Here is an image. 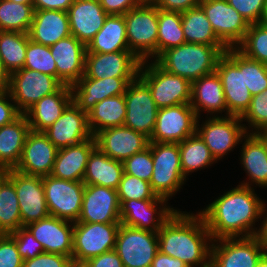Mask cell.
Segmentation results:
<instances>
[{
	"instance_id": "cell-44",
	"label": "cell",
	"mask_w": 267,
	"mask_h": 267,
	"mask_svg": "<svg viewBox=\"0 0 267 267\" xmlns=\"http://www.w3.org/2000/svg\"><path fill=\"white\" fill-rule=\"evenodd\" d=\"M236 48L246 57L267 65V25L249 24L243 41Z\"/></svg>"
},
{
	"instance_id": "cell-55",
	"label": "cell",
	"mask_w": 267,
	"mask_h": 267,
	"mask_svg": "<svg viewBox=\"0 0 267 267\" xmlns=\"http://www.w3.org/2000/svg\"><path fill=\"white\" fill-rule=\"evenodd\" d=\"M84 264L87 267H124L115 250L90 258Z\"/></svg>"
},
{
	"instance_id": "cell-11",
	"label": "cell",
	"mask_w": 267,
	"mask_h": 267,
	"mask_svg": "<svg viewBox=\"0 0 267 267\" xmlns=\"http://www.w3.org/2000/svg\"><path fill=\"white\" fill-rule=\"evenodd\" d=\"M63 85L56 77L22 68L11 74L9 93L17 109L24 114L37 101L57 92Z\"/></svg>"
},
{
	"instance_id": "cell-56",
	"label": "cell",
	"mask_w": 267,
	"mask_h": 267,
	"mask_svg": "<svg viewBox=\"0 0 267 267\" xmlns=\"http://www.w3.org/2000/svg\"><path fill=\"white\" fill-rule=\"evenodd\" d=\"M200 0H158L155 5L166 11L184 12L199 6Z\"/></svg>"
},
{
	"instance_id": "cell-26",
	"label": "cell",
	"mask_w": 267,
	"mask_h": 267,
	"mask_svg": "<svg viewBox=\"0 0 267 267\" xmlns=\"http://www.w3.org/2000/svg\"><path fill=\"white\" fill-rule=\"evenodd\" d=\"M57 68V78L72 86L85 73L87 47L73 35L59 40L49 47Z\"/></svg>"
},
{
	"instance_id": "cell-66",
	"label": "cell",
	"mask_w": 267,
	"mask_h": 267,
	"mask_svg": "<svg viewBox=\"0 0 267 267\" xmlns=\"http://www.w3.org/2000/svg\"><path fill=\"white\" fill-rule=\"evenodd\" d=\"M68 267H78V263L72 262Z\"/></svg>"
},
{
	"instance_id": "cell-68",
	"label": "cell",
	"mask_w": 267,
	"mask_h": 267,
	"mask_svg": "<svg viewBox=\"0 0 267 267\" xmlns=\"http://www.w3.org/2000/svg\"><path fill=\"white\" fill-rule=\"evenodd\" d=\"M204 267H214L210 262Z\"/></svg>"
},
{
	"instance_id": "cell-31",
	"label": "cell",
	"mask_w": 267,
	"mask_h": 267,
	"mask_svg": "<svg viewBox=\"0 0 267 267\" xmlns=\"http://www.w3.org/2000/svg\"><path fill=\"white\" fill-rule=\"evenodd\" d=\"M96 147V139L92 136L82 143L59 149L51 175L64 180L83 181L89 156Z\"/></svg>"
},
{
	"instance_id": "cell-50",
	"label": "cell",
	"mask_w": 267,
	"mask_h": 267,
	"mask_svg": "<svg viewBox=\"0 0 267 267\" xmlns=\"http://www.w3.org/2000/svg\"><path fill=\"white\" fill-rule=\"evenodd\" d=\"M248 24L261 23L266 0H227Z\"/></svg>"
},
{
	"instance_id": "cell-67",
	"label": "cell",
	"mask_w": 267,
	"mask_h": 267,
	"mask_svg": "<svg viewBox=\"0 0 267 267\" xmlns=\"http://www.w3.org/2000/svg\"><path fill=\"white\" fill-rule=\"evenodd\" d=\"M78 267H87L84 263H78Z\"/></svg>"
},
{
	"instance_id": "cell-54",
	"label": "cell",
	"mask_w": 267,
	"mask_h": 267,
	"mask_svg": "<svg viewBox=\"0 0 267 267\" xmlns=\"http://www.w3.org/2000/svg\"><path fill=\"white\" fill-rule=\"evenodd\" d=\"M108 15H124L130 9L142 5L141 0H99Z\"/></svg>"
},
{
	"instance_id": "cell-48",
	"label": "cell",
	"mask_w": 267,
	"mask_h": 267,
	"mask_svg": "<svg viewBox=\"0 0 267 267\" xmlns=\"http://www.w3.org/2000/svg\"><path fill=\"white\" fill-rule=\"evenodd\" d=\"M124 173L150 182L153 172V159L151 148L148 146L143 151L134 154L123 162Z\"/></svg>"
},
{
	"instance_id": "cell-64",
	"label": "cell",
	"mask_w": 267,
	"mask_h": 267,
	"mask_svg": "<svg viewBox=\"0 0 267 267\" xmlns=\"http://www.w3.org/2000/svg\"><path fill=\"white\" fill-rule=\"evenodd\" d=\"M7 176V170L0 168V182Z\"/></svg>"
},
{
	"instance_id": "cell-42",
	"label": "cell",
	"mask_w": 267,
	"mask_h": 267,
	"mask_svg": "<svg viewBox=\"0 0 267 267\" xmlns=\"http://www.w3.org/2000/svg\"><path fill=\"white\" fill-rule=\"evenodd\" d=\"M225 54L243 70L245 86L252 96L267 89V65L252 60L241 53L237 48H228Z\"/></svg>"
},
{
	"instance_id": "cell-8",
	"label": "cell",
	"mask_w": 267,
	"mask_h": 267,
	"mask_svg": "<svg viewBox=\"0 0 267 267\" xmlns=\"http://www.w3.org/2000/svg\"><path fill=\"white\" fill-rule=\"evenodd\" d=\"M120 224L74 222L72 262L84 263L115 250Z\"/></svg>"
},
{
	"instance_id": "cell-46",
	"label": "cell",
	"mask_w": 267,
	"mask_h": 267,
	"mask_svg": "<svg viewBox=\"0 0 267 267\" xmlns=\"http://www.w3.org/2000/svg\"><path fill=\"white\" fill-rule=\"evenodd\" d=\"M241 121L248 122V126L245 124L247 133L263 134L267 130V89L252 96L250 106ZM247 128L252 129L249 131Z\"/></svg>"
},
{
	"instance_id": "cell-5",
	"label": "cell",
	"mask_w": 267,
	"mask_h": 267,
	"mask_svg": "<svg viewBox=\"0 0 267 267\" xmlns=\"http://www.w3.org/2000/svg\"><path fill=\"white\" fill-rule=\"evenodd\" d=\"M129 51L140 61L157 58L158 7L142 4L124 14Z\"/></svg>"
},
{
	"instance_id": "cell-18",
	"label": "cell",
	"mask_w": 267,
	"mask_h": 267,
	"mask_svg": "<svg viewBox=\"0 0 267 267\" xmlns=\"http://www.w3.org/2000/svg\"><path fill=\"white\" fill-rule=\"evenodd\" d=\"M77 222L120 223L117 190L85 184L81 214Z\"/></svg>"
},
{
	"instance_id": "cell-63",
	"label": "cell",
	"mask_w": 267,
	"mask_h": 267,
	"mask_svg": "<svg viewBox=\"0 0 267 267\" xmlns=\"http://www.w3.org/2000/svg\"><path fill=\"white\" fill-rule=\"evenodd\" d=\"M15 3L30 4L33 6V0H8Z\"/></svg>"
},
{
	"instance_id": "cell-62",
	"label": "cell",
	"mask_w": 267,
	"mask_h": 267,
	"mask_svg": "<svg viewBox=\"0 0 267 267\" xmlns=\"http://www.w3.org/2000/svg\"><path fill=\"white\" fill-rule=\"evenodd\" d=\"M261 23L267 25V0H266V3H265V10H264V13H263V16H262V19H261Z\"/></svg>"
},
{
	"instance_id": "cell-40",
	"label": "cell",
	"mask_w": 267,
	"mask_h": 267,
	"mask_svg": "<svg viewBox=\"0 0 267 267\" xmlns=\"http://www.w3.org/2000/svg\"><path fill=\"white\" fill-rule=\"evenodd\" d=\"M27 43V33L0 31V58L10 74L24 67Z\"/></svg>"
},
{
	"instance_id": "cell-22",
	"label": "cell",
	"mask_w": 267,
	"mask_h": 267,
	"mask_svg": "<svg viewBox=\"0 0 267 267\" xmlns=\"http://www.w3.org/2000/svg\"><path fill=\"white\" fill-rule=\"evenodd\" d=\"M43 133L58 150L82 143L92 137L88 127L87 113L74 102Z\"/></svg>"
},
{
	"instance_id": "cell-59",
	"label": "cell",
	"mask_w": 267,
	"mask_h": 267,
	"mask_svg": "<svg viewBox=\"0 0 267 267\" xmlns=\"http://www.w3.org/2000/svg\"><path fill=\"white\" fill-rule=\"evenodd\" d=\"M262 226L259 227L256 237L258 238L260 245L262 246L265 254H267V205H264L261 217H263Z\"/></svg>"
},
{
	"instance_id": "cell-15",
	"label": "cell",
	"mask_w": 267,
	"mask_h": 267,
	"mask_svg": "<svg viewBox=\"0 0 267 267\" xmlns=\"http://www.w3.org/2000/svg\"><path fill=\"white\" fill-rule=\"evenodd\" d=\"M7 177L14 183L22 227L50 216L41 176L26 175L11 169L7 170Z\"/></svg>"
},
{
	"instance_id": "cell-45",
	"label": "cell",
	"mask_w": 267,
	"mask_h": 267,
	"mask_svg": "<svg viewBox=\"0 0 267 267\" xmlns=\"http://www.w3.org/2000/svg\"><path fill=\"white\" fill-rule=\"evenodd\" d=\"M23 68L57 78V68L49 46L33 42L29 35Z\"/></svg>"
},
{
	"instance_id": "cell-60",
	"label": "cell",
	"mask_w": 267,
	"mask_h": 267,
	"mask_svg": "<svg viewBox=\"0 0 267 267\" xmlns=\"http://www.w3.org/2000/svg\"><path fill=\"white\" fill-rule=\"evenodd\" d=\"M11 74L5 68L0 58V93L7 92L10 89Z\"/></svg>"
},
{
	"instance_id": "cell-24",
	"label": "cell",
	"mask_w": 267,
	"mask_h": 267,
	"mask_svg": "<svg viewBox=\"0 0 267 267\" xmlns=\"http://www.w3.org/2000/svg\"><path fill=\"white\" fill-rule=\"evenodd\" d=\"M135 78H88L85 74L71 86L73 102L88 113L97 102L122 95Z\"/></svg>"
},
{
	"instance_id": "cell-27",
	"label": "cell",
	"mask_w": 267,
	"mask_h": 267,
	"mask_svg": "<svg viewBox=\"0 0 267 267\" xmlns=\"http://www.w3.org/2000/svg\"><path fill=\"white\" fill-rule=\"evenodd\" d=\"M67 13L71 35L86 46L108 17L99 0H74Z\"/></svg>"
},
{
	"instance_id": "cell-58",
	"label": "cell",
	"mask_w": 267,
	"mask_h": 267,
	"mask_svg": "<svg viewBox=\"0 0 267 267\" xmlns=\"http://www.w3.org/2000/svg\"><path fill=\"white\" fill-rule=\"evenodd\" d=\"M151 267H189L186 263L178 258L170 257L161 251H158Z\"/></svg>"
},
{
	"instance_id": "cell-35",
	"label": "cell",
	"mask_w": 267,
	"mask_h": 267,
	"mask_svg": "<svg viewBox=\"0 0 267 267\" xmlns=\"http://www.w3.org/2000/svg\"><path fill=\"white\" fill-rule=\"evenodd\" d=\"M86 47V53L129 51L124 15H108L102 28Z\"/></svg>"
},
{
	"instance_id": "cell-47",
	"label": "cell",
	"mask_w": 267,
	"mask_h": 267,
	"mask_svg": "<svg viewBox=\"0 0 267 267\" xmlns=\"http://www.w3.org/2000/svg\"><path fill=\"white\" fill-rule=\"evenodd\" d=\"M119 202L125 200L159 199L152 190L150 182L138 177L123 173L117 189Z\"/></svg>"
},
{
	"instance_id": "cell-43",
	"label": "cell",
	"mask_w": 267,
	"mask_h": 267,
	"mask_svg": "<svg viewBox=\"0 0 267 267\" xmlns=\"http://www.w3.org/2000/svg\"><path fill=\"white\" fill-rule=\"evenodd\" d=\"M34 8L30 4L0 0V31L27 33L33 21Z\"/></svg>"
},
{
	"instance_id": "cell-28",
	"label": "cell",
	"mask_w": 267,
	"mask_h": 267,
	"mask_svg": "<svg viewBox=\"0 0 267 267\" xmlns=\"http://www.w3.org/2000/svg\"><path fill=\"white\" fill-rule=\"evenodd\" d=\"M190 105L198 118L203 111L210 117L213 114L214 117L216 114L218 116V113L222 115L223 112L226 114L224 116H229L222 82L216 71L192 82Z\"/></svg>"
},
{
	"instance_id": "cell-16",
	"label": "cell",
	"mask_w": 267,
	"mask_h": 267,
	"mask_svg": "<svg viewBox=\"0 0 267 267\" xmlns=\"http://www.w3.org/2000/svg\"><path fill=\"white\" fill-rule=\"evenodd\" d=\"M199 5L216 36L228 48H236L243 41L249 24L227 0H200Z\"/></svg>"
},
{
	"instance_id": "cell-61",
	"label": "cell",
	"mask_w": 267,
	"mask_h": 267,
	"mask_svg": "<svg viewBox=\"0 0 267 267\" xmlns=\"http://www.w3.org/2000/svg\"><path fill=\"white\" fill-rule=\"evenodd\" d=\"M256 267H267V254H264Z\"/></svg>"
},
{
	"instance_id": "cell-7",
	"label": "cell",
	"mask_w": 267,
	"mask_h": 267,
	"mask_svg": "<svg viewBox=\"0 0 267 267\" xmlns=\"http://www.w3.org/2000/svg\"><path fill=\"white\" fill-rule=\"evenodd\" d=\"M199 120L197 118L196 133L207 145L216 161L233 151L232 149L241 144L248 134L241 117L219 115L208 118L207 116L201 127Z\"/></svg>"
},
{
	"instance_id": "cell-10",
	"label": "cell",
	"mask_w": 267,
	"mask_h": 267,
	"mask_svg": "<svg viewBox=\"0 0 267 267\" xmlns=\"http://www.w3.org/2000/svg\"><path fill=\"white\" fill-rule=\"evenodd\" d=\"M115 251L124 267H151L159 251L158 234L120 224Z\"/></svg>"
},
{
	"instance_id": "cell-49",
	"label": "cell",
	"mask_w": 267,
	"mask_h": 267,
	"mask_svg": "<svg viewBox=\"0 0 267 267\" xmlns=\"http://www.w3.org/2000/svg\"><path fill=\"white\" fill-rule=\"evenodd\" d=\"M9 235L15 240L18 252L23 260L33 259L44 252L42 244L34 238L26 227H21Z\"/></svg>"
},
{
	"instance_id": "cell-29",
	"label": "cell",
	"mask_w": 267,
	"mask_h": 267,
	"mask_svg": "<svg viewBox=\"0 0 267 267\" xmlns=\"http://www.w3.org/2000/svg\"><path fill=\"white\" fill-rule=\"evenodd\" d=\"M243 141L240 163L249 180L241 185L251 187L254 183L267 188V137L261 133H248Z\"/></svg>"
},
{
	"instance_id": "cell-3",
	"label": "cell",
	"mask_w": 267,
	"mask_h": 267,
	"mask_svg": "<svg viewBox=\"0 0 267 267\" xmlns=\"http://www.w3.org/2000/svg\"><path fill=\"white\" fill-rule=\"evenodd\" d=\"M227 49L226 45L183 43L162 52L154 61L167 72L192 83L215 72L218 59Z\"/></svg>"
},
{
	"instance_id": "cell-23",
	"label": "cell",
	"mask_w": 267,
	"mask_h": 267,
	"mask_svg": "<svg viewBox=\"0 0 267 267\" xmlns=\"http://www.w3.org/2000/svg\"><path fill=\"white\" fill-rule=\"evenodd\" d=\"M25 227L42 244L44 252L72 259L74 222L48 216Z\"/></svg>"
},
{
	"instance_id": "cell-52",
	"label": "cell",
	"mask_w": 267,
	"mask_h": 267,
	"mask_svg": "<svg viewBox=\"0 0 267 267\" xmlns=\"http://www.w3.org/2000/svg\"><path fill=\"white\" fill-rule=\"evenodd\" d=\"M72 259L66 255L43 252L33 259L23 260V267H68Z\"/></svg>"
},
{
	"instance_id": "cell-38",
	"label": "cell",
	"mask_w": 267,
	"mask_h": 267,
	"mask_svg": "<svg viewBox=\"0 0 267 267\" xmlns=\"http://www.w3.org/2000/svg\"><path fill=\"white\" fill-rule=\"evenodd\" d=\"M179 150L182 173L185 179L189 173L196 172L217 162L197 133L180 142Z\"/></svg>"
},
{
	"instance_id": "cell-36",
	"label": "cell",
	"mask_w": 267,
	"mask_h": 267,
	"mask_svg": "<svg viewBox=\"0 0 267 267\" xmlns=\"http://www.w3.org/2000/svg\"><path fill=\"white\" fill-rule=\"evenodd\" d=\"M126 116L125 96L117 95L103 99L87 113L88 127L95 136L100 131L110 128L123 126Z\"/></svg>"
},
{
	"instance_id": "cell-4",
	"label": "cell",
	"mask_w": 267,
	"mask_h": 267,
	"mask_svg": "<svg viewBox=\"0 0 267 267\" xmlns=\"http://www.w3.org/2000/svg\"><path fill=\"white\" fill-rule=\"evenodd\" d=\"M138 77L149 87L158 108L190 104L192 83L161 68L154 60L142 61Z\"/></svg>"
},
{
	"instance_id": "cell-39",
	"label": "cell",
	"mask_w": 267,
	"mask_h": 267,
	"mask_svg": "<svg viewBox=\"0 0 267 267\" xmlns=\"http://www.w3.org/2000/svg\"><path fill=\"white\" fill-rule=\"evenodd\" d=\"M186 43L181 12L158 8L157 57L164 51Z\"/></svg>"
},
{
	"instance_id": "cell-14",
	"label": "cell",
	"mask_w": 267,
	"mask_h": 267,
	"mask_svg": "<svg viewBox=\"0 0 267 267\" xmlns=\"http://www.w3.org/2000/svg\"><path fill=\"white\" fill-rule=\"evenodd\" d=\"M197 118L190 104L159 108L149 142L180 143L196 133Z\"/></svg>"
},
{
	"instance_id": "cell-41",
	"label": "cell",
	"mask_w": 267,
	"mask_h": 267,
	"mask_svg": "<svg viewBox=\"0 0 267 267\" xmlns=\"http://www.w3.org/2000/svg\"><path fill=\"white\" fill-rule=\"evenodd\" d=\"M22 227L14 183L6 176L0 182V234H11Z\"/></svg>"
},
{
	"instance_id": "cell-65",
	"label": "cell",
	"mask_w": 267,
	"mask_h": 267,
	"mask_svg": "<svg viewBox=\"0 0 267 267\" xmlns=\"http://www.w3.org/2000/svg\"><path fill=\"white\" fill-rule=\"evenodd\" d=\"M158 0H141L142 4H155Z\"/></svg>"
},
{
	"instance_id": "cell-25",
	"label": "cell",
	"mask_w": 267,
	"mask_h": 267,
	"mask_svg": "<svg viewBox=\"0 0 267 267\" xmlns=\"http://www.w3.org/2000/svg\"><path fill=\"white\" fill-rule=\"evenodd\" d=\"M94 137L103 153L121 162L143 151L149 144L148 137L124 125L104 129Z\"/></svg>"
},
{
	"instance_id": "cell-13",
	"label": "cell",
	"mask_w": 267,
	"mask_h": 267,
	"mask_svg": "<svg viewBox=\"0 0 267 267\" xmlns=\"http://www.w3.org/2000/svg\"><path fill=\"white\" fill-rule=\"evenodd\" d=\"M124 96L126 102L124 126L150 138L159 108L152 98L149 87L137 76L129 83Z\"/></svg>"
},
{
	"instance_id": "cell-51",
	"label": "cell",
	"mask_w": 267,
	"mask_h": 267,
	"mask_svg": "<svg viewBox=\"0 0 267 267\" xmlns=\"http://www.w3.org/2000/svg\"><path fill=\"white\" fill-rule=\"evenodd\" d=\"M0 267H23L16 242L9 234H0Z\"/></svg>"
},
{
	"instance_id": "cell-69",
	"label": "cell",
	"mask_w": 267,
	"mask_h": 267,
	"mask_svg": "<svg viewBox=\"0 0 267 267\" xmlns=\"http://www.w3.org/2000/svg\"><path fill=\"white\" fill-rule=\"evenodd\" d=\"M263 134L267 137V130Z\"/></svg>"
},
{
	"instance_id": "cell-57",
	"label": "cell",
	"mask_w": 267,
	"mask_h": 267,
	"mask_svg": "<svg viewBox=\"0 0 267 267\" xmlns=\"http://www.w3.org/2000/svg\"><path fill=\"white\" fill-rule=\"evenodd\" d=\"M74 0H33L34 10L68 11Z\"/></svg>"
},
{
	"instance_id": "cell-33",
	"label": "cell",
	"mask_w": 267,
	"mask_h": 267,
	"mask_svg": "<svg viewBox=\"0 0 267 267\" xmlns=\"http://www.w3.org/2000/svg\"><path fill=\"white\" fill-rule=\"evenodd\" d=\"M30 131L25 114H21L13 122L0 127V168L11 170L18 165Z\"/></svg>"
},
{
	"instance_id": "cell-12",
	"label": "cell",
	"mask_w": 267,
	"mask_h": 267,
	"mask_svg": "<svg viewBox=\"0 0 267 267\" xmlns=\"http://www.w3.org/2000/svg\"><path fill=\"white\" fill-rule=\"evenodd\" d=\"M264 254L256 236L222 238L212 240L210 263L214 267H256Z\"/></svg>"
},
{
	"instance_id": "cell-6",
	"label": "cell",
	"mask_w": 267,
	"mask_h": 267,
	"mask_svg": "<svg viewBox=\"0 0 267 267\" xmlns=\"http://www.w3.org/2000/svg\"><path fill=\"white\" fill-rule=\"evenodd\" d=\"M153 159L150 181L153 192L161 198H172L186 179L182 173L179 143L149 142Z\"/></svg>"
},
{
	"instance_id": "cell-1",
	"label": "cell",
	"mask_w": 267,
	"mask_h": 267,
	"mask_svg": "<svg viewBox=\"0 0 267 267\" xmlns=\"http://www.w3.org/2000/svg\"><path fill=\"white\" fill-rule=\"evenodd\" d=\"M264 201L254 187L238 184L208 204L200 214L212 240L256 236L255 222L261 220Z\"/></svg>"
},
{
	"instance_id": "cell-19",
	"label": "cell",
	"mask_w": 267,
	"mask_h": 267,
	"mask_svg": "<svg viewBox=\"0 0 267 267\" xmlns=\"http://www.w3.org/2000/svg\"><path fill=\"white\" fill-rule=\"evenodd\" d=\"M141 62L131 51L86 53L84 74L95 79L136 78Z\"/></svg>"
},
{
	"instance_id": "cell-32",
	"label": "cell",
	"mask_w": 267,
	"mask_h": 267,
	"mask_svg": "<svg viewBox=\"0 0 267 267\" xmlns=\"http://www.w3.org/2000/svg\"><path fill=\"white\" fill-rule=\"evenodd\" d=\"M28 35L33 42L52 46L71 35L68 13L58 10H34Z\"/></svg>"
},
{
	"instance_id": "cell-30",
	"label": "cell",
	"mask_w": 267,
	"mask_h": 267,
	"mask_svg": "<svg viewBox=\"0 0 267 267\" xmlns=\"http://www.w3.org/2000/svg\"><path fill=\"white\" fill-rule=\"evenodd\" d=\"M73 102L71 86L63 85L57 92L44 96L24 114L30 130L43 132L50 127Z\"/></svg>"
},
{
	"instance_id": "cell-37",
	"label": "cell",
	"mask_w": 267,
	"mask_h": 267,
	"mask_svg": "<svg viewBox=\"0 0 267 267\" xmlns=\"http://www.w3.org/2000/svg\"><path fill=\"white\" fill-rule=\"evenodd\" d=\"M182 29L186 43L225 45L215 34L202 7L181 12Z\"/></svg>"
},
{
	"instance_id": "cell-20",
	"label": "cell",
	"mask_w": 267,
	"mask_h": 267,
	"mask_svg": "<svg viewBox=\"0 0 267 267\" xmlns=\"http://www.w3.org/2000/svg\"><path fill=\"white\" fill-rule=\"evenodd\" d=\"M58 149L43 132L30 130L15 170L34 176L51 175Z\"/></svg>"
},
{
	"instance_id": "cell-53",
	"label": "cell",
	"mask_w": 267,
	"mask_h": 267,
	"mask_svg": "<svg viewBox=\"0 0 267 267\" xmlns=\"http://www.w3.org/2000/svg\"><path fill=\"white\" fill-rule=\"evenodd\" d=\"M21 114L9 91L0 93V127L13 122Z\"/></svg>"
},
{
	"instance_id": "cell-17",
	"label": "cell",
	"mask_w": 267,
	"mask_h": 267,
	"mask_svg": "<svg viewBox=\"0 0 267 267\" xmlns=\"http://www.w3.org/2000/svg\"><path fill=\"white\" fill-rule=\"evenodd\" d=\"M164 198L125 200L120 203V223L137 229L158 232L177 209ZM160 209V210H159Z\"/></svg>"
},
{
	"instance_id": "cell-21",
	"label": "cell",
	"mask_w": 267,
	"mask_h": 267,
	"mask_svg": "<svg viewBox=\"0 0 267 267\" xmlns=\"http://www.w3.org/2000/svg\"><path fill=\"white\" fill-rule=\"evenodd\" d=\"M222 82L227 114L242 117L248 110L252 95L245 86L243 70L224 53L217 62L215 70Z\"/></svg>"
},
{
	"instance_id": "cell-2",
	"label": "cell",
	"mask_w": 267,
	"mask_h": 267,
	"mask_svg": "<svg viewBox=\"0 0 267 267\" xmlns=\"http://www.w3.org/2000/svg\"><path fill=\"white\" fill-rule=\"evenodd\" d=\"M157 234L162 253L189 267H204L210 262L212 238L199 212L176 210Z\"/></svg>"
},
{
	"instance_id": "cell-34",
	"label": "cell",
	"mask_w": 267,
	"mask_h": 267,
	"mask_svg": "<svg viewBox=\"0 0 267 267\" xmlns=\"http://www.w3.org/2000/svg\"><path fill=\"white\" fill-rule=\"evenodd\" d=\"M123 173L121 161L110 158L96 147L89 156L83 182L117 190Z\"/></svg>"
},
{
	"instance_id": "cell-9",
	"label": "cell",
	"mask_w": 267,
	"mask_h": 267,
	"mask_svg": "<svg viewBox=\"0 0 267 267\" xmlns=\"http://www.w3.org/2000/svg\"><path fill=\"white\" fill-rule=\"evenodd\" d=\"M50 216L77 222L81 214L85 184L47 175L42 177Z\"/></svg>"
}]
</instances>
